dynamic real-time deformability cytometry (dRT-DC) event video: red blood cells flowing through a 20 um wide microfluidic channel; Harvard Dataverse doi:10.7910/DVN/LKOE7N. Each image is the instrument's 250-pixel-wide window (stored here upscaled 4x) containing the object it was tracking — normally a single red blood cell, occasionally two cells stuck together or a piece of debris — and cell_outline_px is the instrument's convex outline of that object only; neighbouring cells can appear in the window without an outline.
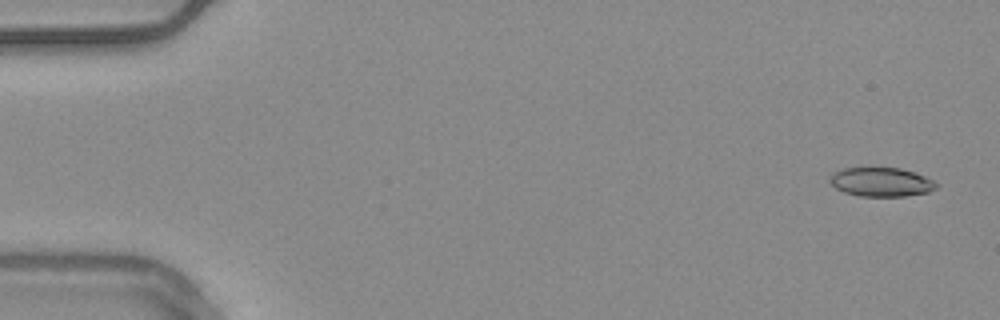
{"species": "common noctule bat (a hibernating species)", "species_latin": "Nyctalus noctula", "temperature_condition": "warm", "stored_images_in_passage": 24, "camera_frame_rate_fps": 3000, "um_per_image_px": 0.085, "animal": {"sex": "male", "body_mass_g": 20.4}, "frame": {"image": 1, "passage_image": 3, "time_ms": 0.667, "image_size_px": [1000, 320], "cell_outline_px": [[940, 184], [936, 188], [928, 192], [904, 196], [860, 196], [844, 192], [836, 188], [828, 180], [836, 172], [844, 168], [900, 168], [924, 176]], "centroid_in_image_um": [74.92, 15.48], "position_along_channel_um": 10.1, "area_um2": 17.74}}
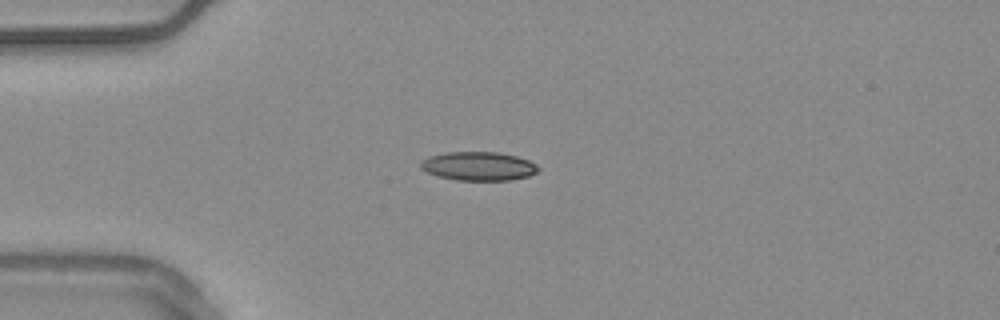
{"frame": {"image": 2, "passage_image": 15, "time_ms": 4.667, "image_size_px": [1000, 320], "cell_outline_px": [[540, 168], [536, 172], [528, 176], [508, 180], [456, 180], [436, 176], [420, 168], [420, 160], [428, 156], [448, 152], [500, 152], [516, 156], [528, 160], [536, 164]], "centroid_in_image_um": [40.64, 14.12], "position_along_channel_um": 44.4, "area_um2": 19.77}}
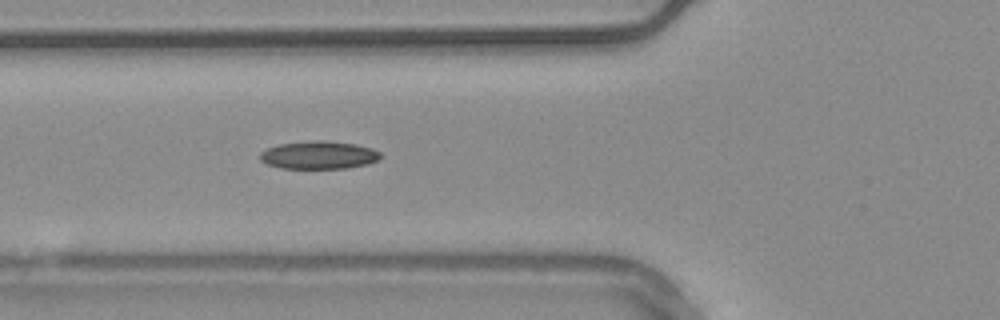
{"frame": {"image": 3, "passage_image": 21, "time_ms": 6.667, "image_size_px": [1000, 320], "cell_outline_px": [[380, 160], [368, 164], [348, 168], [280, 168], [268, 164], [260, 160], [260, 152], [268, 148], [280, 144], [316, 140], [324, 140], [356, 144], [372, 148], [380, 152]], "centroid_in_image_um": [27.13, 13.18], "position_along_channel_um": 98.7, "area_um2": 19.59}}